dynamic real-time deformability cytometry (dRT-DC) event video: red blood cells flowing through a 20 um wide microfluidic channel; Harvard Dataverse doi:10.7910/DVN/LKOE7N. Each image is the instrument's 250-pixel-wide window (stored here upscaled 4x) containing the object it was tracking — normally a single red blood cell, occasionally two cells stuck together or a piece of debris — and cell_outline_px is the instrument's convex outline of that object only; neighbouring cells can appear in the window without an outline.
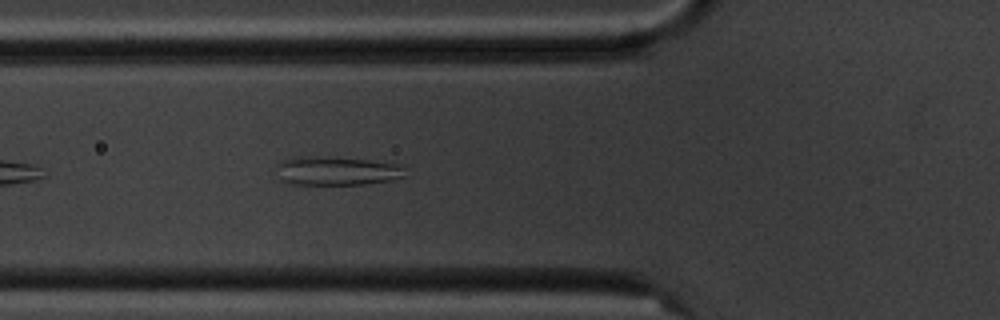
{"species": "common noctule bat (a hibernating species)", "species_latin": "Nyctalus noctula", "temperature_condition": "cold", "stored_images_in_passage": 3, "camera_frame_rate_fps": 3000, "um_per_image_px": 0.085, "animal": {"sex": "male", "body_mass_g": 20.1, "forearm_length_mm": 53.5}, "frame": {"image": 1, "passage_image": 3, "time_ms": 3.0, "image_size_px": [1000, 320], "cell_outline_px": [[404, 176], [392, 180], [364, 184], [292, 184], [280, 180], [280, 160], [292, 156], [312, 156], [368, 160], [400, 164], [404, 168]], "centroid_in_image_um": [28.63, 14.52], "position_along_channel_um": 97.2, "area_um2": 21.33}}